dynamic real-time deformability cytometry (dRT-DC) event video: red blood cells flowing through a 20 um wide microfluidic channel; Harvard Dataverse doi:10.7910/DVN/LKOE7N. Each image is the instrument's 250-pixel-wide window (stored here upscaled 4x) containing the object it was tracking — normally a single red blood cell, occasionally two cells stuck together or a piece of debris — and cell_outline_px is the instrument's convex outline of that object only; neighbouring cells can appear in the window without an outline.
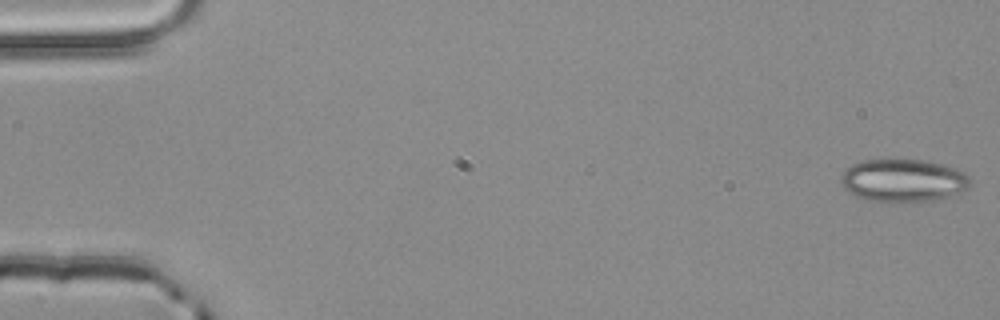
{"species": "common noctule bat (a hibernating species)", "species_latin": "Nyctalus noctula", "temperature_condition": "room temperature", "stored_images_in_passage": 4, "camera_frame_rate_fps": 3000, "um_per_image_px": 0.085, "animal": {"sex": "male", "body_mass_g": 20.4}, "frame": {"image": 1, "passage_image": 1, "time_ms": 0.0, "image_size_px": [1000, 320], "cell_outline_px": [[972, 180], [968, 188], [964, 192], [948, 196], [908, 204], [888, 204], [868, 200], [856, 196], [848, 192], [844, 188], [840, 180], [840, 176], [852, 164], [864, 160], [884, 156], [924, 160], [956, 168], [964, 172]], "centroid_in_image_um": [76.75, 15.33], "position_along_channel_um": 8.3, "area_um2": 33.7}}